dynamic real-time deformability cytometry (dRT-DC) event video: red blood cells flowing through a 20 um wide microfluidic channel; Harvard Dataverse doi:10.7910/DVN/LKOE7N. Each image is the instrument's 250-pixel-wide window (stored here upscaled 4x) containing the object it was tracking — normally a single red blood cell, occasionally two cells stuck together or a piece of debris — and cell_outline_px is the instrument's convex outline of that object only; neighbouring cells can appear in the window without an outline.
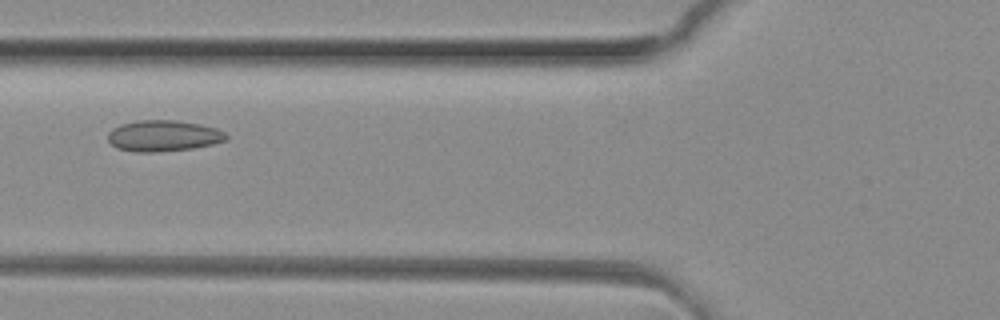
{"species": "common noctule bat (a hibernating species)", "species_latin": "Nyctalus noctula", "temperature_condition": "room temperature", "stored_images_in_passage": 34, "camera_frame_rate_fps": 3000, "um_per_image_px": 0.085, "animal": {"sex": "female", "body_mass_g": 29.2, "forearm_length_mm": 56.3}, "frame": {"image": 1, "passage_image": 16, "time_ms": 5.0, "image_size_px": [1000, 320], "cell_outline_px": [[228, 140], [212, 144], [192, 148], [156, 152], [136, 152], [116, 148], [108, 140], [108, 132], [112, 128], [120, 124], [136, 120], [176, 120], [200, 124], [216, 128], [224, 132], [228, 136]], "centroid_in_image_um": [13.87, 11.54], "position_along_channel_um": 111.9, "area_um2": 21.56}}
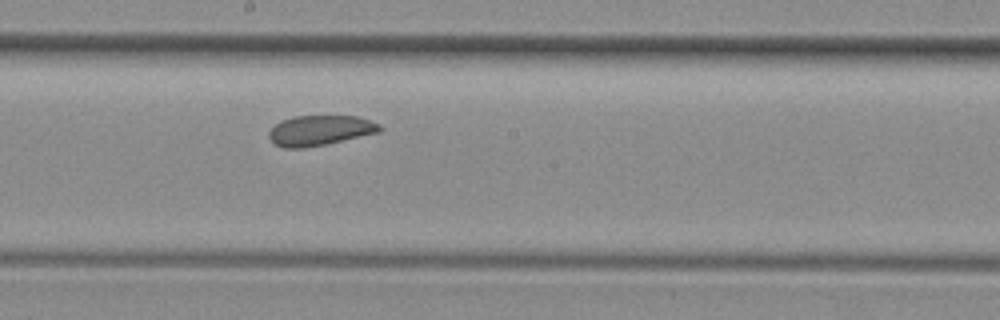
{"frame": {"image": 2, "passage_image": 24, "time_ms": 7.667, "image_size_px": [1000, 320], "cell_outline_px": [[380, 132], [324, 144], [304, 148], [284, 148], [272, 144], [268, 136], [268, 132], [280, 120], [292, 116], [356, 116], [372, 120], [380, 124]], "centroid_in_image_um": [27.15, 11.08], "position_along_channel_um": 221.1, "area_um2": 19.54}}
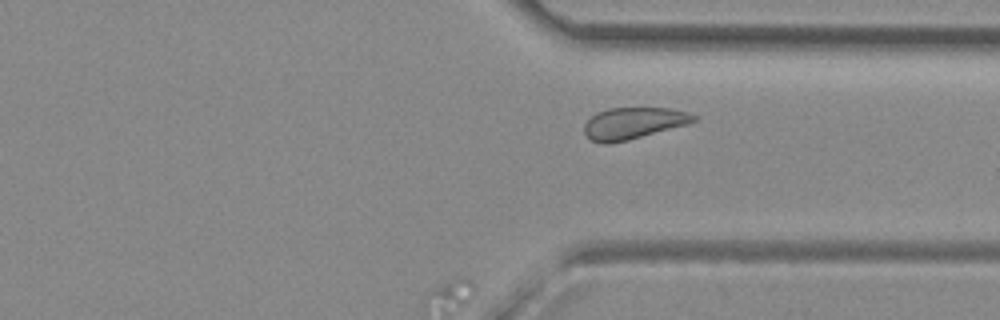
{"frame": {"image": 3, "passage_image": 34, "time_ms": 11.0, "image_size_px": [1000, 320], "cell_outline_px": [[696, 120], [688, 124], [628, 140], [608, 144], [604, 144], [592, 140], [584, 132], [584, 124], [596, 112], [608, 108], [672, 108], [688, 112], [696, 116]], "centroid_in_image_um": [53.83, 10.46], "position_along_channel_um": 357.6, "area_um2": 20.11}}